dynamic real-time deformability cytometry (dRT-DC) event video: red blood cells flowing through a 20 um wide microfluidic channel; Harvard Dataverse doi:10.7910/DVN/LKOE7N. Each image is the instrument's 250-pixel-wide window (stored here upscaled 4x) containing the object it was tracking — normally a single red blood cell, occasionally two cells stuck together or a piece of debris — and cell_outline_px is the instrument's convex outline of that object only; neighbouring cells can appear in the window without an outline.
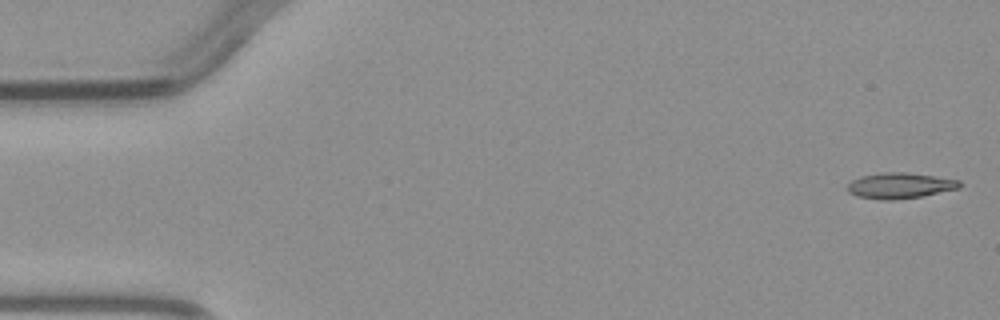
{"species": "common noctule bat (a hibernating species)", "species_latin": "Nyctalus noctula", "temperature_condition": "warm", "stored_images_in_passage": 5, "camera_frame_rate_fps": 3000, "um_per_image_px": 0.085, "animal": {"sex": "male", "body_mass_g": 23.1, "forearm_length_mm": 52.7}, "frame": {"image": 1, "passage_image": 1, "time_ms": 0.0, "image_size_px": [1000, 320], "cell_outline_px": [[964, 184], [960, 188], [924, 196], [892, 200], [884, 200], [856, 196], [848, 192], [848, 184], [852, 180], [860, 176], [884, 172], [904, 172], [960, 180]], "centroid_in_image_um": [76.51, 15.78], "position_along_channel_um": 8.5, "area_um2": 16.88}}
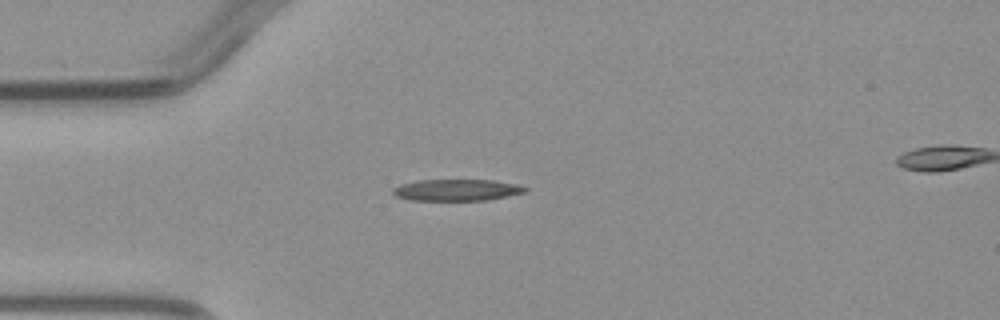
{"frame": {"image": 2, "passage_image": 4, "time_ms": 3.667, "image_size_px": [1000, 320], "cell_outline_px": [[528, 192], [488, 200], [412, 200], [396, 196], [392, 192], [392, 188], [400, 184], [420, 180], [492, 180], [512, 184], [528, 188]], "centroid_in_image_um": [38.81, 16.15], "position_along_channel_um": 46.2, "area_um2": 16.47}}